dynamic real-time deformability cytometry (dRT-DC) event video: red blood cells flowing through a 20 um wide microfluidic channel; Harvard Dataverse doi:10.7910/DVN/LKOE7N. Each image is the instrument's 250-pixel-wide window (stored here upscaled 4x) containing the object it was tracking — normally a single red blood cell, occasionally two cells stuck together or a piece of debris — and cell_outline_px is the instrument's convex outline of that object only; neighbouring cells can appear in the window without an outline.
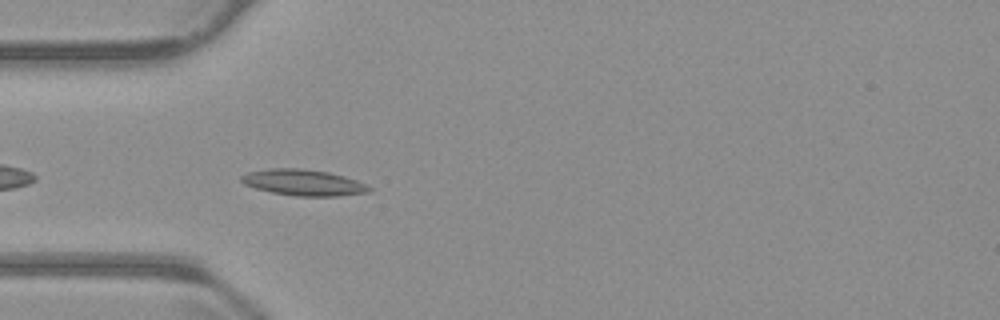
{"species": "common noctule bat (a hibernating species)", "species_latin": "Nyctalus noctula", "temperature_condition": "warm", "stored_images_in_passage": 38, "camera_frame_rate_fps": 3000, "um_per_image_px": 0.085, "animal": {"sex": "male", "body_mass_g": 23.1, "forearm_length_mm": 52.7}, "frame": {"image": 1, "passage_image": 3, "time_ms": 0.667, "image_size_px": [1000, 320], "cell_outline_px": [[372, 192], [336, 196], [296, 196], [272, 192], [256, 188], [244, 184], [240, 180], [240, 176], [248, 172], [268, 168], [300, 168], [328, 172], [344, 176], [368, 184], [372, 188]], "centroid_in_image_um": [25.82, 15.51], "position_along_channel_um": 59.2, "area_um2": 19.54}}
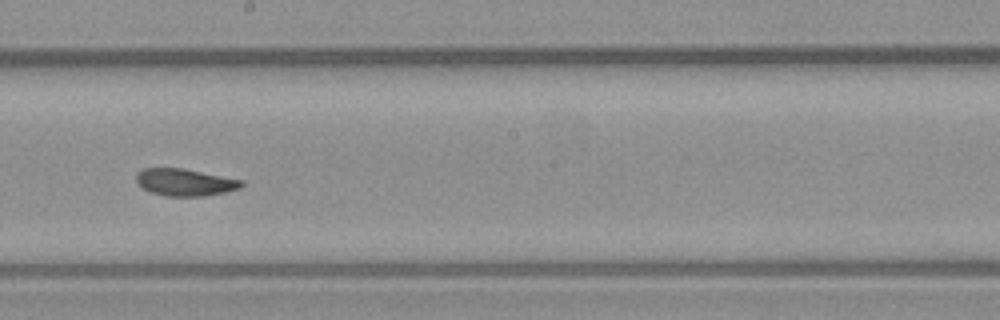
{"frame": {"image": 2, "passage_image": 17, "time_ms": 5.333, "image_size_px": [1000, 320], "cell_outline_px": [[244, 184], [240, 188], [224, 192], [204, 196], [168, 196], [152, 192], [144, 188], [136, 180], [136, 172], [144, 168], [184, 168], [244, 180]], "centroid_in_image_um": [15.75, 15.48], "position_along_channel_um": 232.4, "area_um2": 16.59}}
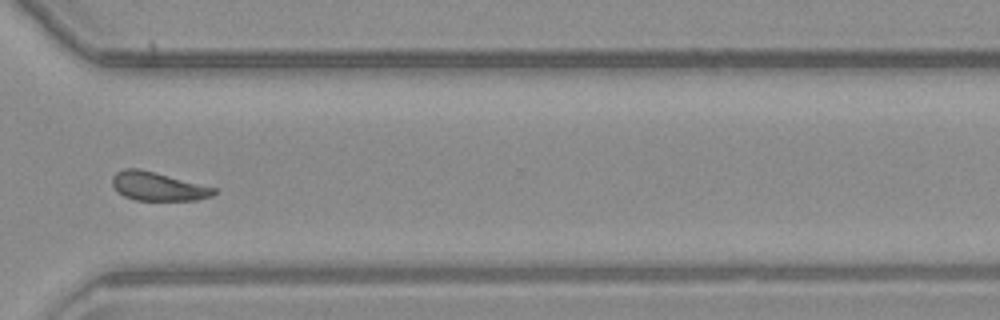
{"frame": {"image": 3, "passage_image": 27, "time_ms": 8.667, "image_size_px": [1000, 320], "cell_outline_px": [[216, 192], [212, 196], [196, 200], [136, 200], [124, 196], [112, 184], [112, 176], [116, 172], [124, 168], [140, 168], [216, 188]], "centroid_in_image_um": [13.42, 15.83], "position_along_channel_um": 357.2, "area_um2": 16.82}, "authors_computed_cell_mechanics": {"area_um2": 17.2822, "velocity_mm_per_s": 3.7431, "shape_relaxation_time_tau1_ms": 5.348, "shape_relaxation_time_tau2_ms": 4.6272, "deformation_change_tau1": 0.1355, "deformation_change_tau2": 0.061}}